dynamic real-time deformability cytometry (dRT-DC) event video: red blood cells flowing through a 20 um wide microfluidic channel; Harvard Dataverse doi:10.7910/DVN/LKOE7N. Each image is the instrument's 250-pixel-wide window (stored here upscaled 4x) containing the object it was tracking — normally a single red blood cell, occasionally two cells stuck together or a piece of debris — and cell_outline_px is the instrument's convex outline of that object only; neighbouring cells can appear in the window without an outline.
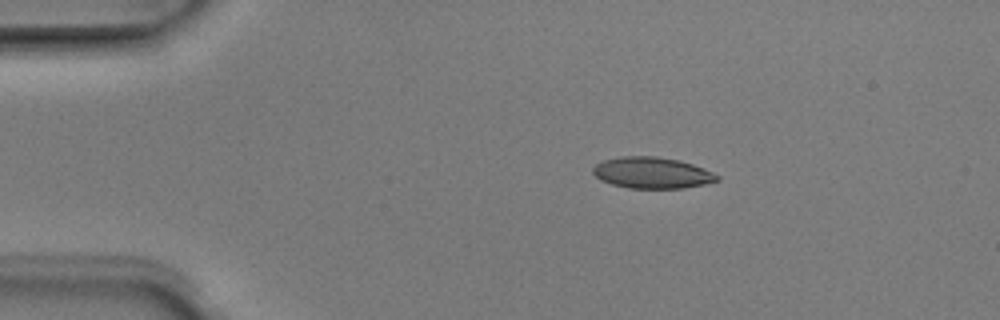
{"species": "Egyptian fruit bat (a non-hibernating species)", "species_latin": "Rousettus aegyptiacus", "temperature_condition": "room temperature", "stored_images_in_passage": 3, "camera_frame_rate_fps": 3000, "um_per_image_px": 0.085, "animal": {"sex": "male"}, "frame": {"image": 1, "passage_image": 2, "time_ms": 0.333, "image_size_px": [1000, 320], "cell_outline_px": [[720, 180], [704, 184], [684, 188], [628, 188], [612, 184], [600, 180], [592, 172], [592, 168], [596, 164], [604, 160], [620, 156], [656, 156], [680, 160], [704, 168], [720, 176]], "centroid_in_image_um": [55.43, 14.68], "position_along_channel_um": 29.6, "area_um2": 22.72}}